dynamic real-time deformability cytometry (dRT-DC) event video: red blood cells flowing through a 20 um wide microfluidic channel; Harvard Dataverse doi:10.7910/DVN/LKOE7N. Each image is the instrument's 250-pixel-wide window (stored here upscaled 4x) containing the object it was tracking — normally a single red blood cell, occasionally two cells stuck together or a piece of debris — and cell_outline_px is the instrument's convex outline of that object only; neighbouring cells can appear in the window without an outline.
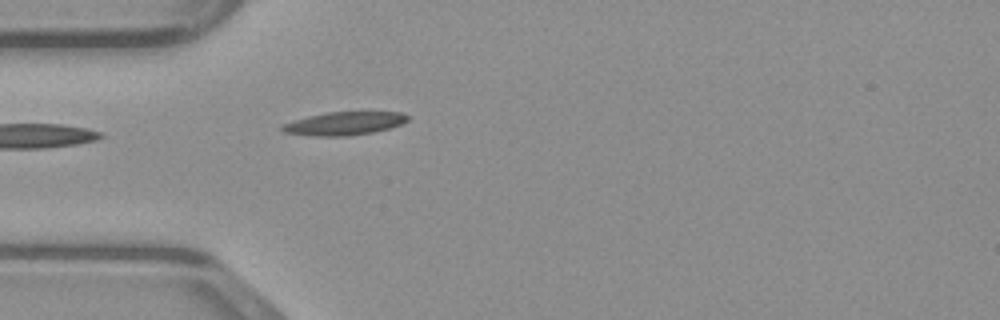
{"species": "common noctule bat (a hibernating species)", "species_latin": "Nyctalus noctula", "temperature_condition": "warm", "stored_images_in_passage": 35, "camera_frame_rate_fps": 3000, "um_per_image_px": 0.085, "animal": {"sex": "male", "body_mass_g": 23.1, "forearm_length_mm": 52.7}, "frame": {"image": 1, "passage_image": 1, "time_ms": 0.0, "image_size_px": [1000, 320], "cell_outline_px": [[408, 120], [400, 124], [388, 128], [372, 132], [344, 136], [316, 136], [284, 132], [280, 128], [280, 124], [308, 116], [328, 112], [404, 112], [408, 116]], "centroid_in_image_um": [29.23, 10.49], "position_along_channel_um": 55.8, "area_um2": 16.82}}
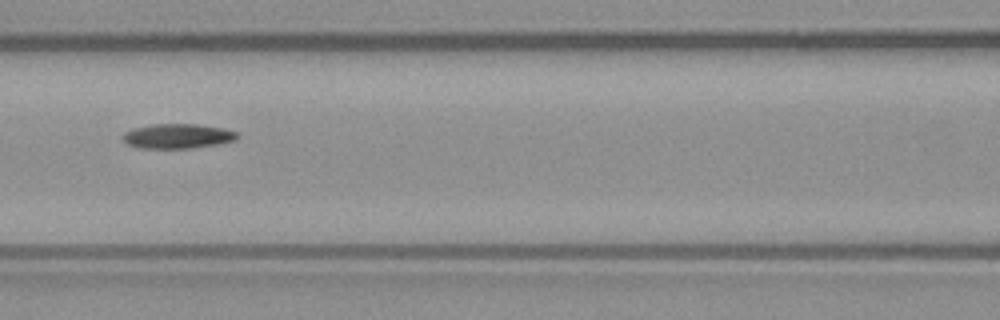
{"frame": {"image": 2, "passage_image": 8, "time_ms": 2.333, "image_size_px": [1000, 320], "cell_outline_px": [[236, 140], [216, 144], [188, 148], [140, 148], [128, 144], [120, 136], [124, 132], [132, 128], [152, 124], [196, 124], [220, 128], [236, 132]], "centroid_in_image_um": [15.01, 11.56], "position_along_channel_um": 151.6, "area_um2": 16.24}}
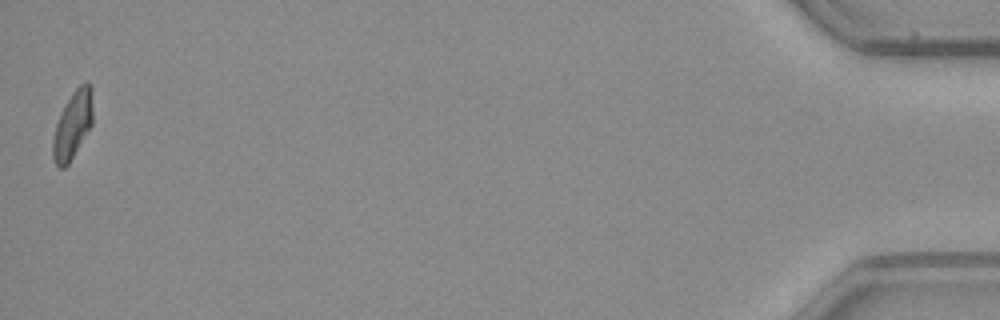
{"frame": {"image": 3, "passage_image": 35, "time_ms": 11.333, "image_size_px": [1000, 320], "cell_outline_px": [[92, 124], [68, 164], [64, 168], [60, 168], [56, 164], [52, 156], [52, 140], [56, 124], [72, 92], [80, 84], [88, 80], [92, 88]], "centroid_in_image_um": [6.18, 10.6], "position_along_channel_um": 429.0, "area_um2": 15.49}}